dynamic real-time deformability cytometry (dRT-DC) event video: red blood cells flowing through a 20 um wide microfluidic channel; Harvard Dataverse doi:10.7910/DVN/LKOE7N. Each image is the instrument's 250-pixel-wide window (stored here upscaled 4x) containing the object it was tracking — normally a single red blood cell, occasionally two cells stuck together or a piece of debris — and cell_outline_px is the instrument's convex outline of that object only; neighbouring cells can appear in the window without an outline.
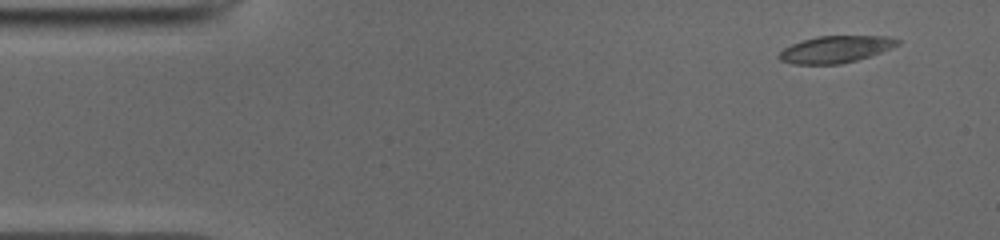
{"species": "common noctule bat (a hibernating species)", "species_latin": "Nyctalus noctula", "temperature_condition": "cold", "stored_images_in_passage": 12, "camera_frame_rate_fps": 3000, "um_per_image_px": 0.085, "animal": {"sex": "male", "body_mass_g": 19.0, "forearm_length_mm": 50.8}, "frame": {"image": 1, "passage_image": 1, "time_ms": 0.0, "image_size_px": [1000, 240], "cell_outline_px": [[900, 44], [892, 48], [856, 60], [840, 64], [792, 64], [780, 60], [776, 56], [784, 48], [792, 44], [804, 40], [820, 36], [888, 36], [900, 40]], "centroid_in_image_um": [71.02, 4.19], "position_along_channel_um": 14.0, "area_um2": 18.44}}
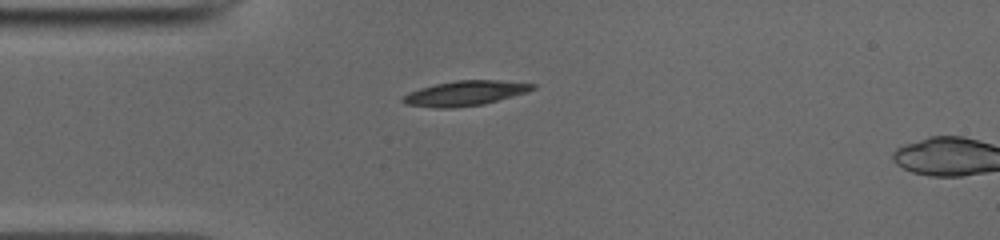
{"frame": {"image": 2, "passage_image": 10, "time_ms": 3.0, "image_size_px": [1000, 240], "cell_outline_px": [[536, 88], [528, 92], [484, 104], [452, 108], [436, 108], [404, 104], [400, 100], [404, 96], [420, 88], [436, 84], [456, 80], [500, 80], [536, 84]], "centroid_in_image_um": [39.56, 7.93], "position_along_channel_um": 45.4, "area_um2": 18.79}}